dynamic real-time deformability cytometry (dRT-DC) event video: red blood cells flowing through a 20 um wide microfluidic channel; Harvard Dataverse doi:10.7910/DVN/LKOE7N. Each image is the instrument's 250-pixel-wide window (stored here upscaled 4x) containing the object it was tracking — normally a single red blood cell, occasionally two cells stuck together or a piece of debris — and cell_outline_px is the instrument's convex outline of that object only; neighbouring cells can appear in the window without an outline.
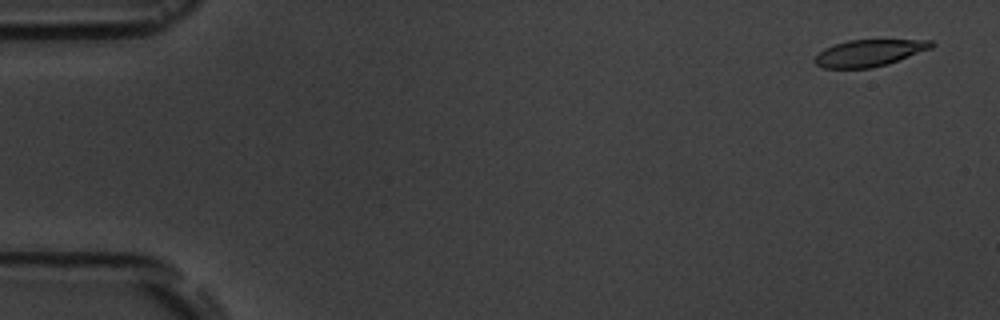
{"species": "common noctule bat (a hibernating species)", "species_latin": "Nyctalus noctula", "temperature_condition": "room temperature", "stored_images_in_passage": 5, "camera_frame_rate_fps": 3000, "um_per_image_px": 0.085, "animal": {"sex": "male", "body_mass_g": 19.5, "forearm_length_mm": 54.6}, "frame": {"image": 1, "passage_image": 1, "time_ms": 0.0, "image_size_px": [1000, 320], "cell_outline_px": [[936, 44], [932, 48], [888, 64], [872, 68], [824, 68], [816, 64], [812, 60], [824, 48], [848, 40], [932, 40]], "centroid_in_image_um": [73.89, 4.5], "position_along_channel_um": 11.1, "area_um2": 18.15}}
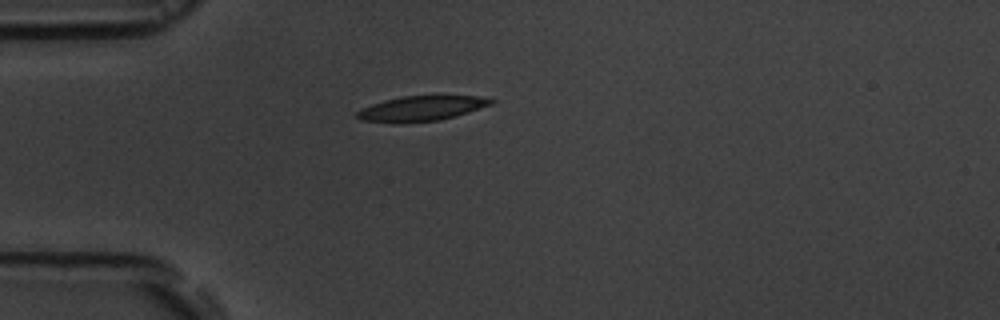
{"frame": {"image": 2, "passage_image": 5, "time_ms": 4.333, "image_size_px": [1000, 320], "cell_outline_px": [[496, 100], [492, 104], [456, 116], [440, 120], [400, 124], [392, 124], [360, 120], [356, 116], [356, 112], [372, 104], [384, 100], [400, 96], [476, 96]], "centroid_in_image_um": [35.76, 9.24], "position_along_channel_um": 49.2, "area_um2": 19.71}}